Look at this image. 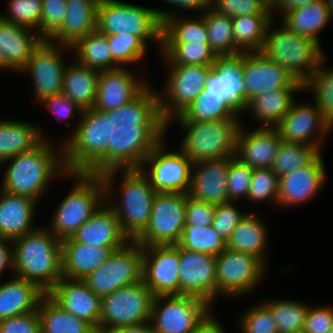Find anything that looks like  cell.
Returning <instances> with one entry per match:
<instances>
[{"mask_svg": "<svg viewBox=\"0 0 333 333\" xmlns=\"http://www.w3.org/2000/svg\"><path fill=\"white\" fill-rule=\"evenodd\" d=\"M162 29L163 23L156 9L116 0L98 4L97 30L103 34H132L144 43L148 39H156L162 47Z\"/></svg>", "mask_w": 333, "mask_h": 333, "instance_id": "cell-10", "label": "cell"}, {"mask_svg": "<svg viewBox=\"0 0 333 333\" xmlns=\"http://www.w3.org/2000/svg\"><path fill=\"white\" fill-rule=\"evenodd\" d=\"M279 177L272 168L254 169L247 198L260 201L274 199L278 204Z\"/></svg>", "mask_w": 333, "mask_h": 333, "instance_id": "cell-52", "label": "cell"}, {"mask_svg": "<svg viewBox=\"0 0 333 333\" xmlns=\"http://www.w3.org/2000/svg\"><path fill=\"white\" fill-rule=\"evenodd\" d=\"M119 169V147H112L87 160H80L68 172V175L77 176L80 182L62 200L49 231L60 241L72 237L99 209L100 200L111 197V181Z\"/></svg>", "mask_w": 333, "mask_h": 333, "instance_id": "cell-2", "label": "cell"}, {"mask_svg": "<svg viewBox=\"0 0 333 333\" xmlns=\"http://www.w3.org/2000/svg\"><path fill=\"white\" fill-rule=\"evenodd\" d=\"M180 124L187 130L180 150L192 163L235 157L241 128L236 116L219 121Z\"/></svg>", "mask_w": 333, "mask_h": 333, "instance_id": "cell-8", "label": "cell"}, {"mask_svg": "<svg viewBox=\"0 0 333 333\" xmlns=\"http://www.w3.org/2000/svg\"><path fill=\"white\" fill-rule=\"evenodd\" d=\"M316 1V0H275L274 5L272 6V9L279 8L278 10H281L285 15L289 13L290 11L299 9L303 6L308 5L309 3Z\"/></svg>", "mask_w": 333, "mask_h": 333, "instance_id": "cell-61", "label": "cell"}, {"mask_svg": "<svg viewBox=\"0 0 333 333\" xmlns=\"http://www.w3.org/2000/svg\"><path fill=\"white\" fill-rule=\"evenodd\" d=\"M243 67L244 53L217 56L205 83V93L221 96L236 115L248 105Z\"/></svg>", "mask_w": 333, "mask_h": 333, "instance_id": "cell-17", "label": "cell"}, {"mask_svg": "<svg viewBox=\"0 0 333 333\" xmlns=\"http://www.w3.org/2000/svg\"><path fill=\"white\" fill-rule=\"evenodd\" d=\"M47 294L63 309L89 323L98 332L102 298L82 280L61 277Z\"/></svg>", "mask_w": 333, "mask_h": 333, "instance_id": "cell-22", "label": "cell"}, {"mask_svg": "<svg viewBox=\"0 0 333 333\" xmlns=\"http://www.w3.org/2000/svg\"><path fill=\"white\" fill-rule=\"evenodd\" d=\"M49 40H43L29 58L24 71L31 73L35 95L39 101L61 93L65 74L60 50Z\"/></svg>", "mask_w": 333, "mask_h": 333, "instance_id": "cell-21", "label": "cell"}, {"mask_svg": "<svg viewBox=\"0 0 333 333\" xmlns=\"http://www.w3.org/2000/svg\"><path fill=\"white\" fill-rule=\"evenodd\" d=\"M194 333H225L218 321L208 314L206 318L197 326Z\"/></svg>", "mask_w": 333, "mask_h": 333, "instance_id": "cell-62", "label": "cell"}, {"mask_svg": "<svg viewBox=\"0 0 333 333\" xmlns=\"http://www.w3.org/2000/svg\"><path fill=\"white\" fill-rule=\"evenodd\" d=\"M100 71L79 64L67 66L63 78L62 91L87 115L95 105Z\"/></svg>", "mask_w": 333, "mask_h": 333, "instance_id": "cell-33", "label": "cell"}, {"mask_svg": "<svg viewBox=\"0 0 333 333\" xmlns=\"http://www.w3.org/2000/svg\"><path fill=\"white\" fill-rule=\"evenodd\" d=\"M6 242H12V240L0 238V274L7 267L13 268V248L10 249Z\"/></svg>", "mask_w": 333, "mask_h": 333, "instance_id": "cell-60", "label": "cell"}, {"mask_svg": "<svg viewBox=\"0 0 333 333\" xmlns=\"http://www.w3.org/2000/svg\"><path fill=\"white\" fill-rule=\"evenodd\" d=\"M120 248L91 247L74 241L71 237L62 241V274L64 278L83 280L99 268Z\"/></svg>", "mask_w": 333, "mask_h": 333, "instance_id": "cell-28", "label": "cell"}, {"mask_svg": "<svg viewBox=\"0 0 333 333\" xmlns=\"http://www.w3.org/2000/svg\"><path fill=\"white\" fill-rule=\"evenodd\" d=\"M261 52L273 62L282 65L302 85L325 60L319 42L299 35L285 25L276 31L267 30Z\"/></svg>", "mask_w": 333, "mask_h": 333, "instance_id": "cell-7", "label": "cell"}, {"mask_svg": "<svg viewBox=\"0 0 333 333\" xmlns=\"http://www.w3.org/2000/svg\"><path fill=\"white\" fill-rule=\"evenodd\" d=\"M235 114L221 96L205 93L204 89L194 102L176 117L179 122H202L228 119Z\"/></svg>", "mask_w": 333, "mask_h": 333, "instance_id": "cell-43", "label": "cell"}, {"mask_svg": "<svg viewBox=\"0 0 333 333\" xmlns=\"http://www.w3.org/2000/svg\"><path fill=\"white\" fill-rule=\"evenodd\" d=\"M319 154L317 147L282 141L272 169L281 177L309 165Z\"/></svg>", "mask_w": 333, "mask_h": 333, "instance_id": "cell-45", "label": "cell"}, {"mask_svg": "<svg viewBox=\"0 0 333 333\" xmlns=\"http://www.w3.org/2000/svg\"><path fill=\"white\" fill-rule=\"evenodd\" d=\"M47 293L37 284L15 277L0 285V320L38 310Z\"/></svg>", "mask_w": 333, "mask_h": 333, "instance_id": "cell-32", "label": "cell"}, {"mask_svg": "<svg viewBox=\"0 0 333 333\" xmlns=\"http://www.w3.org/2000/svg\"><path fill=\"white\" fill-rule=\"evenodd\" d=\"M242 321L243 333H279L273 315L265 304L249 310Z\"/></svg>", "mask_w": 333, "mask_h": 333, "instance_id": "cell-55", "label": "cell"}, {"mask_svg": "<svg viewBox=\"0 0 333 333\" xmlns=\"http://www.w3.org/2000/svg\"><path fill=\"white\" fill-rule=\"evenodd\" d=\"M170 4L180 6L182 8L207 10V7H211L210 0H165Z\"/></svg>", "mask_w": 333, "mask_h": 333, "instance_id": "cell-64", "label": "cell"}, {"mask_svg": "<svg viewBox=\"0 0 333 333\" xmlns=\"http://www.w3.org/2000/svg\"><path fill=\"white\" fill-rule=\"evenodd\" d=\"M326 7L328 9V13L330 17L333 18V0H325Z\"/></svg>", "mask_w": 333, "mask_h": 333, "instance_id": "cell-65", "label": "cell"}, {"mask_svg": "<svg viewBox=\"0 0 333 333\" xmlns=\"http://www.w3.org/2000/svg\"><path fill=\"white\" fill-rule=\"evenodd\" d=\"M66 14L67 0H42V15L37 32L40 37L50 40L60 30Z\"/></svg>", "mask_w": 333, "mask_h": 333, "instance_id": "cell-51", "label": "cell"}, {"mask_svg": "<svg viewBox=\"0 0 333 333\" xmlns=\"http://www.w3.org/2000/svg\"><path fill=\"white\" fill-rule=\"evenodd\" d=\"M272 15H243L233 17L234 46L241 52L262 51Z\"/></svg>", "mask_w": 333, "mask_h": 333, "instance_id": "cell-36", "label": "cell"}, {"mask_svg": "<svg viewBox=\"0 0 333 333\" xmlns=\"http://www.w3.org/2000/svg\"><path fill=\"white\" fill-rule=\"evenodd\" d=\"M204 16L209 45L216 56H233L241 52L234 46L233 18L210 9Z\"/></svg>", "mask_w": 333, "mask_h": 333, "instance_id": "cell-42", "label": "cell"}, {"mask_svg": "<svg viewBox=\"0 0 333 333\" xmlns=\"http://www.w3.org/2000/svg\"><path fill=\"white\" fill-rule=\"evenodd\" d=\"M0 67L2 68H6V69H8L9 67L7 66V64H6V60H5V58H4V56H3V52L1 51V49H0Z\"/></svg>", "mask_w": 333, "mask_h": 333, "instance_id": "cell-66", "label": "cell"}, {"mask_svg": "<svg viewBox=\"0 0 333 333\" xmlns=\"http://www.w3.org/2000/svg\"><path fill=\"white\" fill-rule=\"evenodd\" d=\"M72 48H75L79 64L97 71L114 69L107 35L97 29L79 39Z\"/></svg>", "mask_w": 333, "mask_h": 333, "instance_id": "cell-41", "label": "cell"}, {"mask_svg": "<svg viewBox=\"0 0 333 333\" xmlns=\"http://www.w3.org/2000/svg\"><path fill=\"white\" fill-rule=\"evenodd\" d=\"M154 298L143 280L103 296L98 333L151 321Z\"/></svg>", "mask_w": 333, "mask_h": 333, "instance_id": "cell-11", "label": "cell"}, {"mask_svg": "<svg viewBox=\"0 0 333 333\" xmlns=\"http://www.w3.org/2000/svg\"><path fill=\"white\" fill-rule=\"evenodd\" d=\"M246 86V102L255 96L279 88H302L282 66L269 59L261 51L244 53L243 67Z\"/></svg>", "mask_w": 333, "mask_h": 333, "instance_id": "cell-19", "label": "cell"}, {"mask_svg": "<svg viewBox=\"0 0 333 333\" xmlns=\"http://www.w3.org/2000/svg\"><path fill=\"white\" fill-rule=\"evenodd\" d=\"M187 193L157 192L145 230L134 240L142 247L177 245L185 227Z\"/></svg>", "mask_w": 333, "mask_h": 333, "instance_id": "cell-12", "label": "cell"}, {"mask_svg": "<svg viewBox=\"0 0 333 333\" xmlns=\"http://www.w3.org/2000/svg\"><path fill=\"white\" fill-rule=\"evenodd\" d=\"M177 245L189 251L211 256H218L227 248V242L212 226H185Z\"/></svg>", "mask_w": 333, "mask_h": 333, "instance_id": "cell-44", "label": "cell"}, {"mask_svg": "<svg viewBox=\"0 0 333 333\" xmlns=\"http://www.w3.org/2000/svg\"><path fill=\"white\" fill-rule=\"evenodd\" d=\"M300 89L279 88L263 92L248 102L247 109L250 108L262 123L271 124L269 127L274 128L291 109L294 103L292 93Z\"/></svg>", "mask_w": 333, "mask_h": 333, "instance_id": "cell-37", "label": "cell"}, {"mask_svg": "<svg viewBox=\"0 0 333 333\" xmlns=\"http://www.w3.org/2000/svg\"><path fill=\"white\" fill-rule=\"evenodd\" d=\"M325 0H316L283 16V25L299 35L318 41L317 33L330 19Z\"/></svg>", "mask_w": 333, "mask_h": 333, "instance_id": "cell-39", "label": "cell"}, {"mask_svg": "<svg viewBox=\"0 0 333 333\" xmlns=\"http://www.w3.org/2000/svg\"><path fill=\"white\" fill-rule=\"evenodd\" d=\"M274 128L279 132L283 142L311 145L319 149L320 141H316V138L313 140V131L318 129V134L322 137L331 126L316 106L312 108L293 103L288 113Z\"/></svg>", "mask_w": 333, "mask_h": 333, "instance_id": "cell-24", "label": "cell"}, {"mask_svg": "<svg viewBox=\"0 0 333 333\" xmlns=\"http://www.w3.org/2000/svg\"><path fill=\"white\" fill-rule=\"evenodd\" d=\"M320 63L308 81L303 85V89L312 88L315 91V105L319 109L322 117L333 125V70L321 69Z\"/></svg>", "mask_w": 333, "mask_h": 333, "instance_id": "cell-48", "label": "cell"}, {"mask_svg": "<svg viewBox=\"0 0 333 333\" xmlns=\"http://www.w3.org/2000/svg\"><path fill=\"white\" fill-rule=\"evenodd\" d=\"M0 333H41L38 310L0 320Z\"/></svg>", "mask_w": 333, "mask_h": 333, "instance_id": "cell-58", "label": "cell"}, {"mask_svg": "<svg viewBox=\"0 0 333 333\" xmlns=\"http://www.w3.org/2000/svg\"><path fill=\"white\" fill-rule=\"evenodd\" d=\"M71 238L91 247L107 248H122L129 240L111 207L99 208Z\"/></svg>", "mask_w": 333, "mask_h": 333, "instance_id": "cell-27", "label": "cell"}, {"mask_svg": "<svg viewBox=\"0 0 333 333\" xmlns=\"http://www.w3.org/2000/svg\"><path fill=\"white\" fill-rule=\"evenodd\" d=\"M113 251L108 259L82 281L101 298L142 280V246L135 241Z\"/></svg>", "mask_w": 333, "mask_h": 333, "instance_id": "cell-13", "label": "cell"}, {"mask_svg": "<svg viewBox=\"0 0 333 333\" xmlns=\"http://www.w3.org/2000/svg\"><path fill=\"white\" fill-rule=\"evenodd\" d=\"M324 167L319 154L309 165L279 177L278 204L297 205L313 197L325 182Z\"/></svg>", "mask_w": 333, "mask_h": 333, "instance_id": "cell-26", "label": "cell"}, {"mask_svg": "<svg viewBox=\"0 0 333 333\" xmlns=\"http://www.w3.org/2000/svg\"><path fill=\"white\" fill-rule=\"evenodd\" d=\"M254 169L242 163L238 158L232 157L227 178L229 201L236 200L239 196H248L251 177Z\"/></svg>", "mask_w": 333, "mask_h": 333, "instance_id": "cell-54", "label": "cell"}, {"mask_svg": "<svg viewBox=\"0 0 333 333\" xmlns=\"http://www.w3.org/2000/svg\"><path fill=\"white\" fill-rule=\"evenodd\" d=\"M166 303L161 305V301ZM209 304L192 295L156 296L150 320L155 333H194L209 314Z\"/></svg>", "mask_w": 333, "mask_h": 333, "instance_id": "cell-14", "label": "cell"}, {"mask_svg": "<svg viewBox=\"0 0 333 333\" xmlns=\"http://www.w3.org/2000/svg\"><path fill=\"white\" fill-rule=\"evenodd\" d=\"M98 4L93 0H67V14L60 30L49 40L72 47L97 29ZM57 41V43L53 41Z\"/></svg>", "mask_w": 333, "mask_h": 333, "instance_id": "cell-31", "label": "cell"}, {"mask_svg": "<svg viewBox=\"0 0 333 333\" xmlns=\"http://www.w3.org/2000/svg\"><path fill=\"white\" fill-rule=\"evenodd\" d=\"M163 136L161 130L132 136L119 148L138 167L151 164V176L147 177L156 192L188 193L193 163L181 151L165 153Z\"/></svg>", "mask_w": 333, "mask_h": 333, "instance_id": "cell-3", "label": "cell"}, {"mask_svg": "<svg viewBox=\"0 0 333 333\" xmlns=\"http://www.w3.org/2000/svg\"><path fill=\"white\" fill-rule=\"evenodd\" d=\"M103 333H155L152 324H139L134 326H123L106 330Z\"/></svg>", "mask_w": 333, "mask_h": 333, "instance_id": "cell-63", "label": "cell"}, {"mask_svg": "<svg viewBox=\"0 0 333 333\" xmlns=\"http://www.w3.org/2000/svg\"><path fill=\"white\" fill-rule=\"evenodd\" d=\"M29 30L0 16V49L10 69L24 70L34 50L43 41L38 33L30 34Z\"/></svg>", "mask_w": 333, "mask_h": 333, "instance_id": "cell-29", "label": "cell"}, {"mask_svg": "<svg viewBox=\"0 0 333 333\" xmlns=\"http://www.w3.org/2000/svg\"><path fill=\"white\" fill-rule=\"evenodd\" d=\"M9 10V16H1L4 20L32 30L40 26L42 0H10Z\"/></svg>", "mask_w": 333, "mask_h": 333, "instance_id": "cell-50", "label": "cell"}, {"mask_svg": "<svg viewBox=\"0 0 333 333\" xmlns=\"http://www.w3.org/2000/svg\"><path fill=\"white\" fill-rule=\"evenodd\" d=\"M264 262L252 254L226 248L216 256V296L249 292L264 273Z\"/></svg>", "mask_w": 333, "mask_h": 333, "instance_id": "cell-15", "label": "cell"}, {"mask_svg": "<svg viewBox=\"0 0 333 333\" xmlns=\"http://www.w3.org/2000/svg\"><path fill=\"white\" fill-rule=\"evenodd\" d=\"M41 333H98L89 323L63 309L48 294L38 307Z\"/></svg>", "mask_w": 333, "mask_h": 333, "instance_id": "cell-35", "label": "cell"}, {"mask_svg": "<svg viewBox=\"0 0 333 333\" xmlns=\"http://www.w3.org/2000/svg\"><path fill=\"white\" fill-rule=\"evenodd\" d=\"M328 333H333V327L331 328V330Z\"/></svg>", "mask_w": 333, "mask_h": 333, "instance_id": "cell-69", "label": "cell"}, {"mask_svg": "<svg viewBox=\"0 0 333 333\" xmlns=\"http://www.w3.org/2000/svg\"><path fill=\"white\" fill-rule=\"evenodd\" d=\"M262 1L271 9L275 2V0H262Z\"/></svg>", "mask_w": 333, "mask_h": 333, "instance_id": "cell-67", "label": "cell"}, {"mask_svg": "<svg viewBox=\"0 0 333 333\" xmlns=\"http://www.w3.org/2000/svg\"><path fill=\"white\" fill-rule=\"evenodd\" d=\"M42 103L58 115L57 119L67 116L74 117L71 112L74 109L81 111L82 121L74 131V134L64 146L80 160H87L112 148V146L93 128L88 115L71 99L63 93L46 97ZM50 106V107H49ZM71 114V115H70ZM61 116V117H60Z\"/></svg>", "mask_w": 333, "mask_h": 333, "instance_id": "cell-18", "label": "cell"}, {"mask_svg": "<svg viewBox=\"0 0 333 333\" xmlns=\"http://www.w3.org/2000/svg\"><path fill=\"white\" fill-rule=\"evenodd\" d=\"M47 143L43 140L33 150L5 160H12V163L6 171L1 190L14 195L28 196L37 201L47 182L56 175V171L67 175L79 162L64 145L61 147L63 156H59L58 159V153Z\"/></svg>", "mask_w": 333, "mask_h": 333, "instance_id": "cell-4", "label": "cell"}, {"mask_svg": "<svg viewBox=\"0 0 333 333\" xmlns=\"http://www.w3.org/2000/svg\"><path fill=\"white\" fill-rule=\"evenodd\" d=\"M213 66L172 65L168 82V101L152 92V122L156 130L165 132L171 115L178 116L187 109L205 89ZM169 103V104H168ZM171 103V105H170Z\"/></svg>", "mask_w": 333, "mask_h": 333, "instance_id": "cell-9", "label": "cell"}, {"mask_svg": "<svg viewBox=\"0 0 333 333\" xmlns=\"http://www.w3.org/2000/svg\"><path fill=\"white\" fill-rule=\"evenodd\" d=\"M107 38L113 55L114 69L121 67V64L138 62L145 55L147 45L136 35L112 34L107 35Z\"/></svg>", "mask_w": 333, "mask_h": 333, "instance_id": "cell-49", "label": "cell"}, {"mask_svg": "<svg viewBox=\"0 0 333 333\" xmlns=\"http://www.w3.org/2000/svg\"><path fill=\"white\" fill-rule=\"evenodd\" d=\"M43 141L40 131L19 121H0V163L33 150Z\"/></svg>", "mask_w": 333, "mask_h": 333, "instance_id": "cell-34", "label": "cell"}, {"mask_svg": "<svg viewBox=\"0 0 333 333\" xmlns=\"http://www.w3.org/2000/svg\"><path fill=\"white\" fill-rule=\"evenodd\" d=\"M156 11L163 23L162 43L209 44L204 16L198 20H181L167 12Z\"/></svg>", "mask_w": 333, "mask_h": 333, "instance_id": "cell-40", "label": "cell"}, {"mask_svg": "<svg viewBox=\"0 0 333 333\" xmlns=\"http://www.w3.org/2000/svg\"><path fill=\"white\" fill-rule=\"evenodd\" d=\"M271 311L279 333H302L309 307L292 301L265 304Z\"/></svg>", "mask_w": 333, "mask_h": 333, "instance_id": "cell-47", "label": "cell"}, {"mask_svg": "<svg viewBox=\"0 0 333 333\" xmlns=\"http://www.w3.org/2000/svg\"><path fill=\"white\" fill-rule=\"evenodd\" d=\"M126 69L100 71L95 105L88 115L93 128L112 146L156 131L152 122V91Z\"/></svg>", "mask_w": 333, "mask_h": 333, "instance_id": "cell-1", "label": "cell"}, {"mask_svg": "<svg viewBox=\"0 0 333 333\" xmlns=\"http://www.w3.org/2000/svg\"><path fill=\"white\" fill-rule=\"evenodd\" d=\"M231 158L193 163L199 169L191 174L190 197L214 205L229 202L227 178ZM201 165V166H200Z\"/></svg>", "mask_w": 333, "mask_h": 333, "instance_id": "cell-23", "label": "cell"}, {"mask_svg": "<svg viewBox=\"0 0 333 333\" xmlns=\"http://www.w3.org/2000/svg\"><path fill=\"white\" fill-rule=\"evenodd\" d=\"M1 192L0 238L13 241L34 231L31 222L36 201L28 196Z\"/></svg>", "mask_w": 333, "mask_h": 333, "instance_id": "cell-30", "label": "cell"}, {"mask_svg": "<svg viewBox=\"0 0 333 333\" xmlns=\"http://www.w3.org/2000/svg\"><path fill=\"white\" fill-rule=\"evenodd\" d=\"M266 229L256 215L246 214L232 231L227 248L256 256L262 262L266 245Z\"/></svg>", "mask_w": 333, "mask_h": 333, "instance_id": "cell-38", "label": "cell"}, {"mask_svg": "<svg viewBox=\"0 0 333 333\" xmlns=\"http://www.w3.org/2000/svg\"><path fill=\"white\" fill-rule=\"evenodd\" d=\"M162 52L171 65L213 66L216 55L209 44L162 43Z\"/></svg>", "mask_w": 333, "mask_h": 333, "instance_id": "cell-46", "label": "cell"}, {"mask_svg": "<svg viewBox=\"0 0 333 333\" xmlns=\"http://www.w3.org/2000/svg\"><path fill=\"white\" fill-rule=\"evenodd\" d=\"M143 168L120 149V169L124 171L120 192L122 205L111 208L119 219L122 232L130 241H134L147 227L157 193Z\"/></svg>", "mask_w": 333, "mask_h": 333, "instance_id": "cell-6", "label": "cell"}, {"mask_svg": "<svg viewBox=\"0 0 333 333\" xmlns=\"http://www.w3.org/2000/svg\"><path fill=\"white\" fill-rule=\"evenodd\" d=\"M215 206L212 203L197 200L187 194L185 226H211L215 214Z\"/></svg>", "mask_w": 333, "mask_h": 333, "instance_id": "cell-57", "label": "cell"}, {"mask_svg": "<svg viewBox=\"0 0 333 333\" xmlns=\"http://www.w3.org/2000/svg\"><path fill=\"white\" fill-rule=\"evenodd\" d=\"M242 131L240 128L235 157L253 169L272 168L282 142L279 132L267 125L247 134Z\"/></svg>", "mask_w": 333, "mask_h": 333, "instance_id": "cell-25", "label": "cell"}, {"mask_svg": "<svg viewBox=\"0 0 333 333\" xmlns=\"http://www.w3.org/2000/svg\"><path fill=\"white\" fill-rule=\"evenodd\" d=\"M180 295H192L208 304L216 297V256L180 247Z\"/></svg>", "mask_w": 333, "mask_h": 333, "instance_id": "cell-20", "label": "cell"}, {"mask_svg": "<svg viewBox=\"0 0 333 333\" xmlns=\"http://www.w3.org/2000/svg\"><path fill=\"white\" fill-rule=\"evenodd\" d=\"M333 327V309L309 307L302 333H328Z\"/></svg>", "mask_w": 333, "mask_h": 333, "instance_id": "cell-59", "label": "cell"}, {"mask_svg": "<svg viewBox=\"0 0 333 333\" xmlns=\"http://www.w3.org/2000/svg\"><path fill=\"white\" fill-rule=\"evenodd\" d=\"M16 277L37 284L48 293L63 277L62 241L52 232L34 230L13 240Z\"/></svg>", "mask_w": 333, "mask_h": 333, "instance_id": "cell-5", "label": "cell"}, {"mask_svg": "<svg viewBox=\"0 0 333 333\" xmlns=\"http://www.w3.org/2000/svg\"><path fill=\"white\" fill-rule=\"evenodd\" d=\"M93 1L96 2L97 4H101V3H105L110 0H93Z\"/></svg>", "mask_w": 333, "mask_h": 333, "instance_id": "cell-68", "label": "cell"}, {"mask_svg": "<svg viewBox=\"0 0 333 333\" xmlns=\"http://www.w3.org/2000/svg\"><path fill=\"white\" fill-rule=\"evenodd\" d=\"M225 202L215 206L212 227L226 242L231 237L232 231L247 213H241L231 204Z\"/></svg>", "mask_w": 333, "mask_h": 333, "instance_id": "cell-56", "label": "cell"}, {"mask_svg": "<svg viewBox=\"0 0 333 333\" xmlns=\"http://www.w3.org/2000/svg\"><path fill=\"white\" fill-rule=\"evenodd\" d=\"M179 261L178 245L142 247V280L155 297L180 295Z\"/></svg>", "mask_w": 333, "mask_h": 333, "instance_id": "cell-16", "label": "cell"}, {"mask_svg": "<svg viewBox=\"0 0 333 333\" xmlns=\"http://www.w3.org/2000/svg\"><path fill=\"white\" fill-rule=\"evenodd\" d=\"M210 4L214 11L232 18L252 14L272 15L273 11L262 0H210Z\"/></svg>", "mask_w": 333, "mask_h": 333, "instance_id": "cell-53", "label": "cell"}]
</instances>
